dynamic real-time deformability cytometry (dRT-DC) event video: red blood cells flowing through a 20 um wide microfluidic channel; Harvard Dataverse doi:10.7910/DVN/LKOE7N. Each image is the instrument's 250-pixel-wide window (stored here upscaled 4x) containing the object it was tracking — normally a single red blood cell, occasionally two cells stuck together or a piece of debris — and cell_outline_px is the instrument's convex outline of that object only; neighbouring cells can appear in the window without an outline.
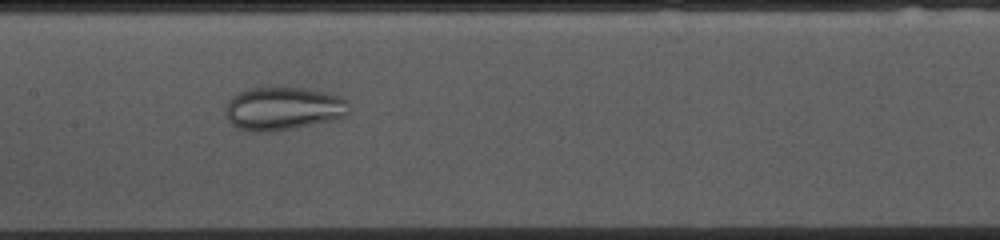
{"species": "common noctule bat (a hibernating species)", "species_latin": "Nyctalus noctula", "temperature_condition": "cold", "stored_images_in_passage": 52, "camera_frame_rate_fps": 3000, "um_per_image_px": 0.085, "animal": {"sex": "female", "body_mass_g": 10.0, "forearm_length_mm": 53.1}, "frame": {"image": 1, "passage_image": 24, "time_ms": 7.667, "image_size_px": [1000, 240], "cell_outline_px": [[348, 116], [332, 120], [272, 132], [252, 132], [236, 128], [228, 120], [228, 100], [240, 92], [248, 88], [280, 84], [308, 88], [332, 92], [348, 100]], "centroid_in_image_um": [24.12, 9.17], "position_along_channel_um": 183.3, "area_um2": 32.02}}
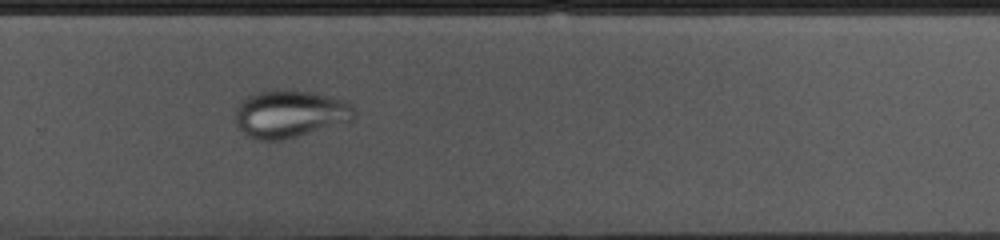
{"frame": {"image": 2, "passage_image": 34, "time_ms": 11.0, "image_size_px": [1000, 240], "cell_outline_px": [[356, 116], [352, 120], [280, 140], [260, 140], [248, 136], [236, 124], [236, 108], [248, 96], [256, 92], [308, 92], [348, 100], [356, 108]], "centroid_in_image_um": [24.68, 9.69], "position_along_channel_um": 305.1, "area_um2": 31.91}}
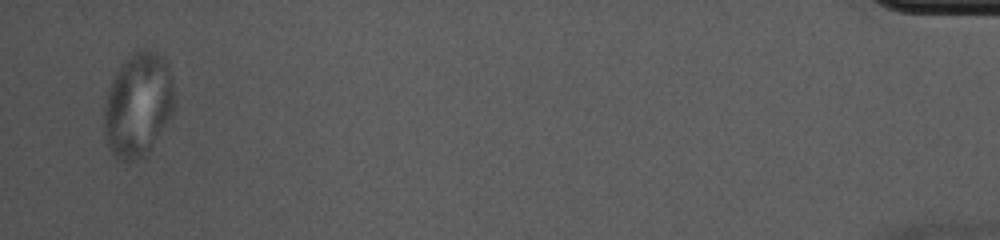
{"frame": {"image": 3, "passage_image": 51, "time_ms": 16.667, "image_size_px": [1000, 240], "cell_outline_px": [[176, 104], [168, 120], [152, 148], [144, 156], [128, 164], [116, 160], [108, 148], [104, 132], [104, 108], [108, 88], [112, 80], [128, 52], [140, 48], [152, 48], [168, 64], [176, 100]], "centroid_in_image_um": [11.73, 8.91], "position_along_channel_um": 423.5, "area_um2": 43.64}}